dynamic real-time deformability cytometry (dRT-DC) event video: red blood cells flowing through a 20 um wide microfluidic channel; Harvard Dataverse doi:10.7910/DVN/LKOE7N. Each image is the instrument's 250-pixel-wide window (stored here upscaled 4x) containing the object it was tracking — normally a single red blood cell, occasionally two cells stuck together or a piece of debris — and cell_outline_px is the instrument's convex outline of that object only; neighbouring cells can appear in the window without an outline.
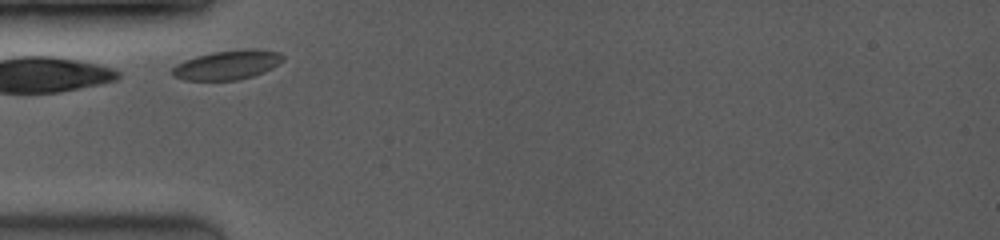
{"species": "common noctule bat (a hibernating species)", "species_latin": "Nyctalus noctula", "temperature_condition": "room temperature", "stored_images_in_passage": 9, "camera_frame_rate_fps": 3500, "um_per_image_px": 0.085, "animal": {"sex": "female", "body_mass_g": 19.0, "forearm_length_mm": 53.3}, "frame": {"image": 1, "passage_image": 1, "time_ms": 0.0, "image_size_px": [1000, 240], "cell_outline_px": [[284, 60], [272, 68], [264, 72], [252, 76], [236, 80], [184, 80], [172, 76], [168, 72], [176, 64], [184, 60], [196, 56], [212, 52], [244, 48], [252, 48], [280, 52], [284, 56]], "centroid_in_image_um": [19.3, 5.51], "position_along_channel_um": 65.7, "area_um2": 19.19}}
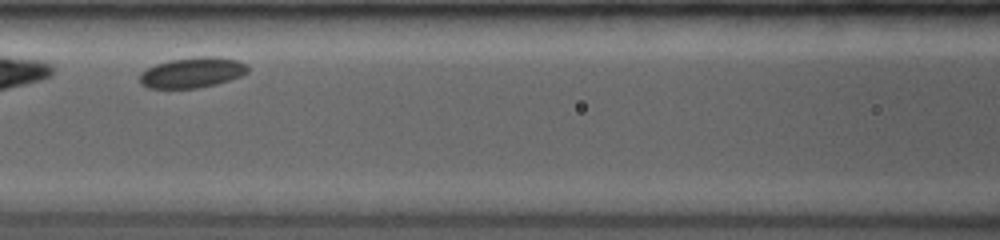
{"frame": {"image": 2, "passage_image": 8, "time_ms": 2.286, "image_size_px": [1000, 240], "cell_outline_px": [[248, 72], [240, 76], [216, 84], [196, 88], [148, 88], [140, 84], [140, 72], [156, 64], [168, 60], [200, 56], [212, 56], [236, 60], [248, 64]], "centroid_in_image_um": [16.33, 6.16], "position_along_channel_um": 150.3, "area_um2": 19.13}}